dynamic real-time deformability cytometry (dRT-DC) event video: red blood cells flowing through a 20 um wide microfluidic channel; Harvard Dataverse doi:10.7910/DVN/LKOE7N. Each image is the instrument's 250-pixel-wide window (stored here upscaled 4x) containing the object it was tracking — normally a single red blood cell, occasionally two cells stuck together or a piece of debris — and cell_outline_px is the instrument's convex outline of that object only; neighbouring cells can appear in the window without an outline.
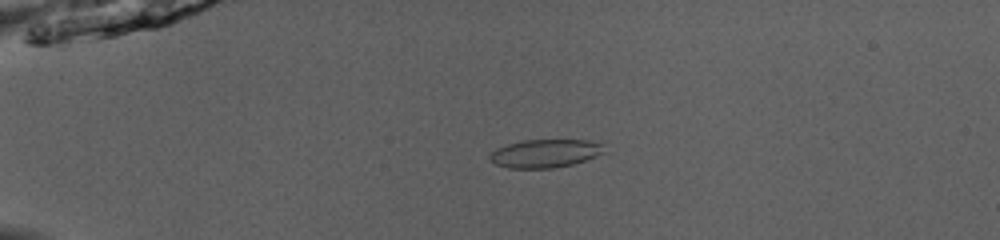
{"species": "common noctule bat (a hibernating species)", "species_latin": "Nyctalus noctula", "temperature_condition": "room temperature", "stored_images_in_passage": 52, "camera_frame_rate_fps": 3000, "um_per_image_px": 0.085, "animal": {"sex": "male", "body_mass_g": 13.0, "forearm_length_mm": 53.1}, "frame": {"image": 1, "passage_image": 14, "time_ms": 4.333, "image_size_px": [1000, 240], "cell_outline_px": [[604, 152], [596, 156], [572, 164], [552, 168], [508, 168], [496, 164], [488, 156], [496, 148], [508, 144], [524, 140], [604, 140]], "centroid_in_image_um": [46.4, 13.02], "position_along_channel_um": 38.6, "area_um2": 18.9}}
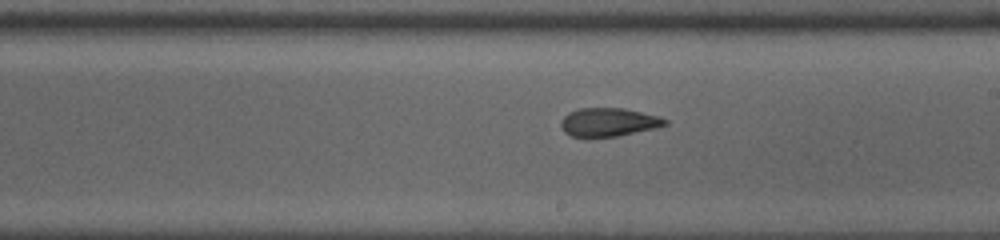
{"frame": {"image": 2, "passage_image": 32, "time_ms": 10.333, "image_size_px": [1000, 240], "cell_outline_px": [[668, 124], [656, 128], [616, 136], [572, 136], [564, 132], [560, 124], [564, 116], [568, 112], [580, 108], [624, 108], [660, 116], [668, 120]], "centroid_in_image_um": [51.75, 10.37], "position_along_channel_um": 237.2, "area_um2": 17.17}}
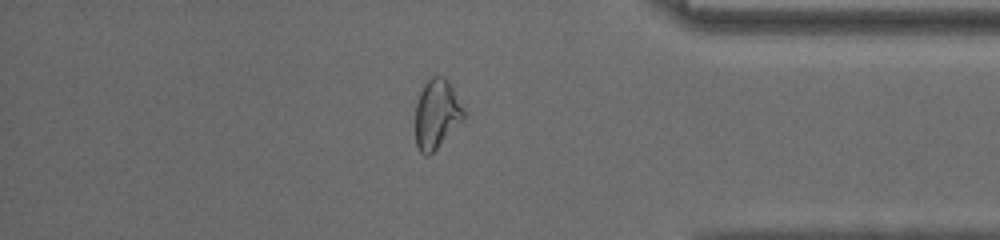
{"frame": {"image": 3, "passage_image": 45, "time_ms": 14.667, "image_size_px": [1000, 240], "cell_outline_px": [[468, 112], [464, 120], [428, 156], [424, 156], [420, 152], [416, 144], [416, 104], [420, 92], [424, 84], [432, 76], [444, 76], [448, 80]], "centroid_in_image_um": [37.16, 9.67], "position_along_channel_um": 398.0, "area_um2": 19.77}, "authors_computed_cell_mechanics": {"area_um2": 19.4786, "velocity_mm_per_s": 4.0609, "shape_relaxation_time_tau1_ms": null, "shape_relaxation_time_tau2_ms": 1.9266, "deformation_change_tau1": null, "deformation_change_tau2": 0.08}}